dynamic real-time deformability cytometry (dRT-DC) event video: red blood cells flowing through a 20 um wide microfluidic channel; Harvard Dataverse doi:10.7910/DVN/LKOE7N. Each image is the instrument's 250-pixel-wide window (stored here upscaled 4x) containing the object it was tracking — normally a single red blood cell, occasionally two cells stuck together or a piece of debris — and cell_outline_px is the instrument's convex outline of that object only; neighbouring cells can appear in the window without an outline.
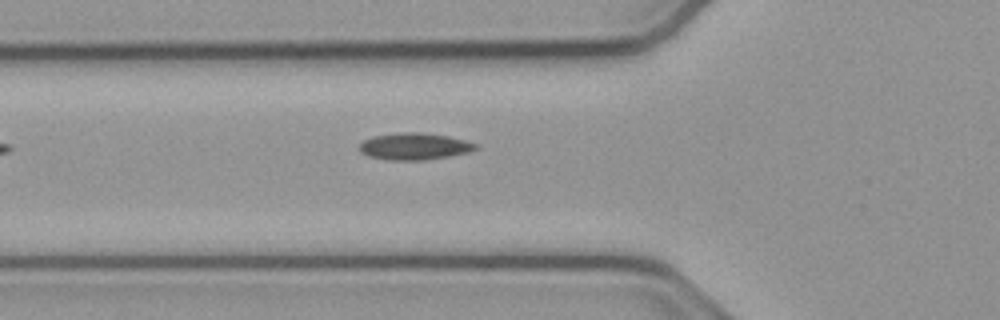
{"species": "common noctule bat (a hibernating species)", "species_latin": "Nyctalus noctula", "temperature_condition": "cold", "stored_images_in_passage": 10, "camera_frame_rate_fps": 3000, "um_per_image_px": 0.085, "animal": {"sex": "male", "body_mass_g": 23.1, "forearm_length_mm": 52.7}, "frame": {"image": 1, "passage_image": 2, "time_ms": 0.333, "image_size_px": [1000, 320], "cell_outline_px": [[480, 148], [468, 152], [448, 156], [424, 160], [388, 160], [368, 156], [360, 152], [360, 144], [364, 140], [372, 136], [400, 132], [416, 132], [448, 136], [480, 144]], "centroid_in_image_um": [35.24, 12.44], "position_along_channel_um": 90.6, "area_um2": 18.21}}
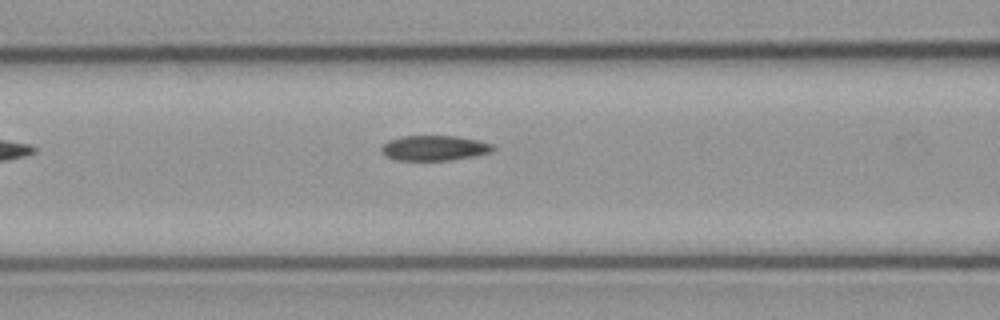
{"frame": {"image": 2, "passage_image": 5, "time_ms": 1.333, "image_size_px": [1000, 320], "cell_outline_px": [[496, 148], [492, 152], [476, 156], [448, 160], [396, 160], [384, 156], [380, 152], [380, 148], [388, 140], [404, 136], [456, 136], [480, 140], [492, 144]], "centroid_in_image_um": [36.92, 12.58], "position_along_channel_um": 129.7, "area_um2": 16.53}}